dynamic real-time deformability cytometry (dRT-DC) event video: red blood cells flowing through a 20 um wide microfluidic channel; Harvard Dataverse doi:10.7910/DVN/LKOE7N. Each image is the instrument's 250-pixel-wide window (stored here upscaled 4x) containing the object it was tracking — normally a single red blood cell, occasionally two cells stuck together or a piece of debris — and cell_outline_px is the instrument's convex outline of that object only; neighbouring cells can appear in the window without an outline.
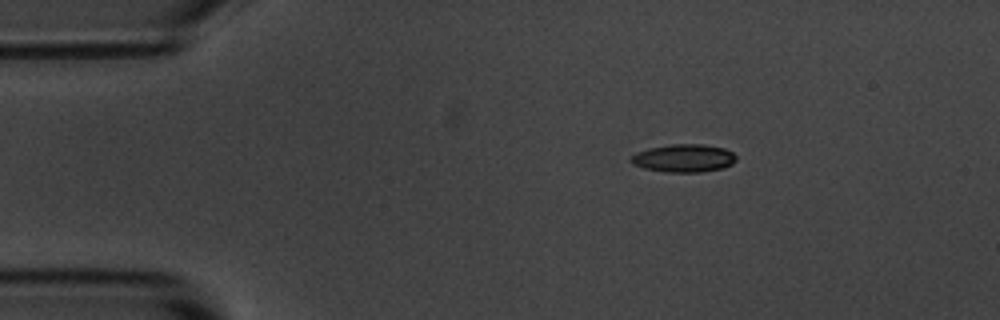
{"species": "common noctule bat (a hibernating species)", "species_latin": "Nyctalus noctula", "temperature_condition": "room temperature", "stored_images_in_passage": 47, "camera_frame_rate_fps": 3000, "um_per_image_px": 0.085, "animal": {"sex": "male", "body_mass_g": 20.1, "forearm_length_mm": 53.5}, "frame": {"image": 1, "passage_image": 1, "time_ms": 0.0, "image_size_px": [1000, 320], "cell_outline_px": [[736, 160], [732, 164], [724, 168], [700, 172], [664, 172], [644, 168], [632, 164], [628, 160], [636, 152], [648, 148], [672, 144], [704, 144], [724, 148], [732, 152], [736, 156]], "centroid_in_image_um": [58.11, 13.44], "position_along_channel_um": 26.9, "area_um2": 17.28}}
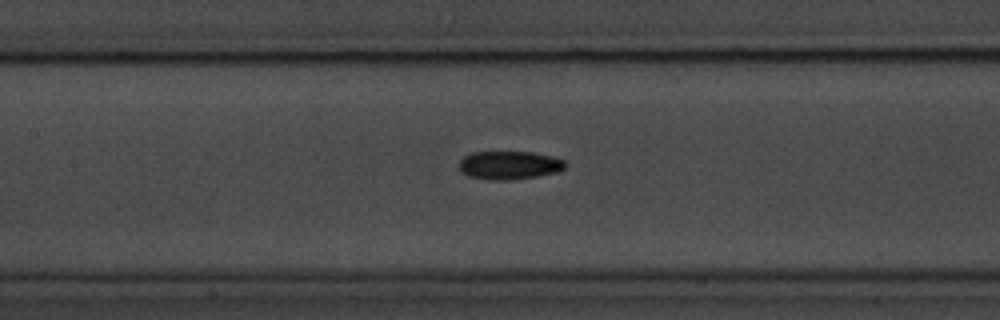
{"frame": {"image": 2, "passage_image": 17, "time_ms": 5.333, "image_size_px": [1000, 320], "cell_outline_px": [[564, 168], [556, 172], [536, 176], [508, 180], [488, 180], [468, 176], [460, 172], [460, 160], [464, 156], [472, 152], [532, 152], [552, 156], [564, 160]], "centroid_in_image_um": [43.24, 14.04], "position_along_channel_um": 164.2, "area_um2": 17.46}}
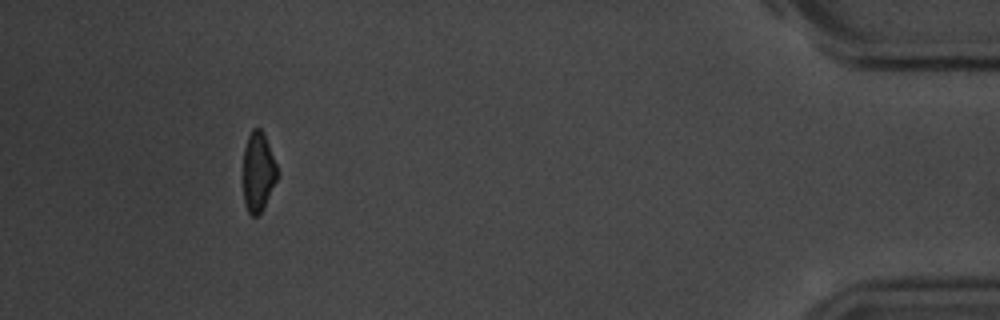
{"frame": {"image": 3, "passage_image": 43, "time_ms": 14.0, "image_size_px": [1000, 320], "cell_outline_px": [[280, 176], [260, 212], [256, 216], [252, 216], [248, 212], [244, 204], [244, 148], [248, 136], [252, 128], [260, 128], [268, 144], [276, 164]], "centroid_in_image_um": [21.95, 14.62], "position_along_channel_um": 413.2, "area_um2": 15.66}, "authors_computed_cell_mechanics": {"area_um2": 17.1666, "velocity_mm_per_s": 3.6278, "shape_relaxation_time_tau1_ms": 4.6692, "shape_relaxation_time_tau2_ms": null, "deformation_change_tau1": 0.1194, "deformation_change_tau2": null}}